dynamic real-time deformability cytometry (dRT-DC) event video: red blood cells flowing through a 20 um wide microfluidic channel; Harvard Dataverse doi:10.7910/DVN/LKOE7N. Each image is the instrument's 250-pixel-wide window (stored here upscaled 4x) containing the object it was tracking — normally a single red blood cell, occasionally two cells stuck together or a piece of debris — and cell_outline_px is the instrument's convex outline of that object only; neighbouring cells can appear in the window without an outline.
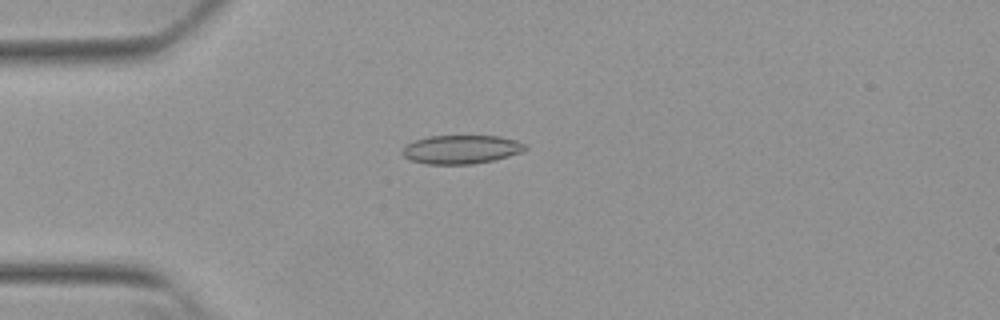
{"species": "Egyptian fruit bat (a non-hibernating species)", "species_latin": "Rousettus aegyptiacus", "temperature_condition": "warm", "stored_images_in_passage": 44, "camera_frame_rate_fps": 3000, "um_per_image_px": 0.085, "animal": {"sex": "female"}, "frame": {"image": 1, "passage_image": 5, "time_ms": 1.333, "image_size_px": [1000, 320], "cell_outline_px": [[528, 148], [520, 152], [508, 156], [492, 160], [472, 164], [424, 164], [408, 160], [400, 152], [408, 144], [416, 140], [428, 136], [500, 136], [516, 140], [528, 144]], "centroid_in_image_um": [39.2, 12.7], "position_along_channel_um": 45.8, "area_um2": 20.58}}
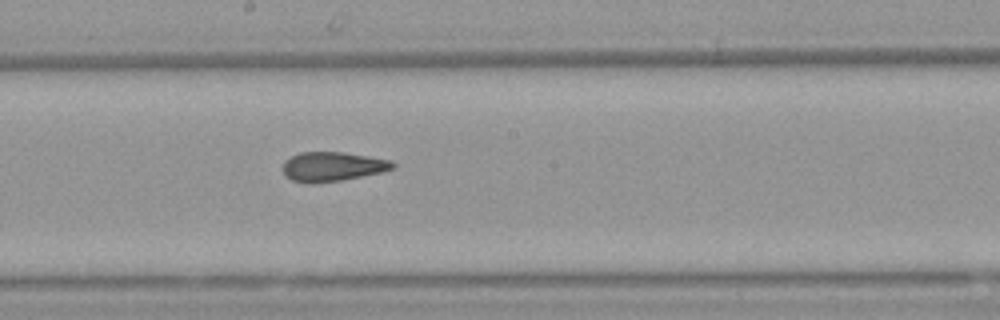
{"frame": {"image": 2, "passage_image": 20, "time_ms": 6.333, "image_size_px": [1000, 320], "cell_outline_px": [[396, 168], [384, 172], [340, 180], [312, 184], [308, 184], [292, 180], [284, 176], [280, 168], [284, 160], [300, 152], [344, 152], [392, 160], [396, 164]], "centroid_in_image_um": [28.24, 14.16], "position_along_channel_um": 220.0, "area_um2": 19.25}}
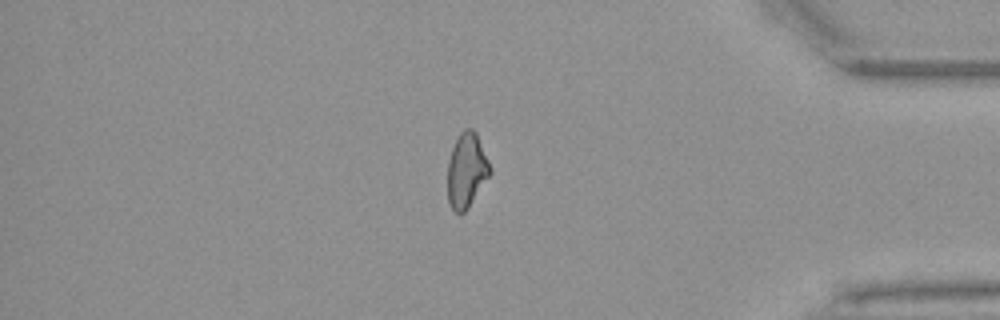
{"frame": {"image": 3, "passage_image": 36, "time_ms": 11.667, "image_size_px": [1000, 320], "cell_outline_px": [[492, 172], [468, 208], [464, 212], [456, 212], [452, 208], [448, 200], [448, 160], [452, 148], [460, 132], [464, 128], [472, 128], [476, 132], [492, 168]], "centroid_in_image_um": [39.67, 14.45], "position_along_channel_um": 395.5, "area_um2": 18.44}, "authors_computed_cell_mechanics": {"area_um2": 19.2474, "velocity_mm_per_s": 3.8536, "shape_relaxation_time_tau1_ms": null, "shape_relaxation_time_tau2_ms": 3.1404, "deformation_change_tau1": null, "deformation_change_tau2": 0.091}}